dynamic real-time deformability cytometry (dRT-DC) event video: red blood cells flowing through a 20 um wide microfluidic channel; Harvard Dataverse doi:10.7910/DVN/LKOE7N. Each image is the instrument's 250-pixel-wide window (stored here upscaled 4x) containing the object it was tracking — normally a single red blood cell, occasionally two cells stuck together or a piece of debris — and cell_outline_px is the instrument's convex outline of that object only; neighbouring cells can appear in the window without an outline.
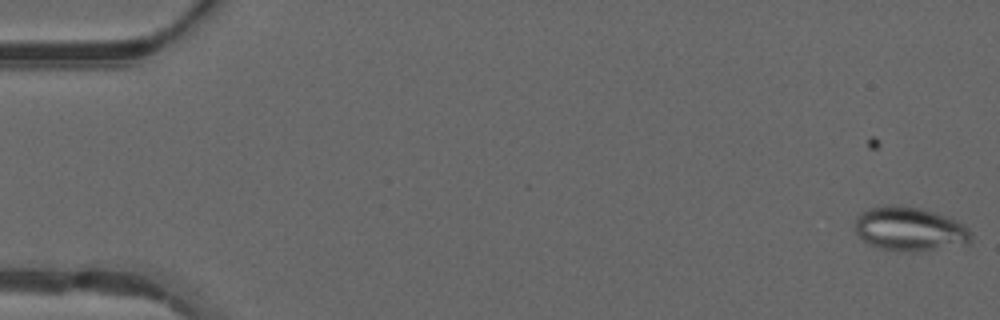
{"species": "common noctule bat (a hibernating species)", "species_latin": "Nyctalus noctula", "temperature_condition": "warm", "stored_images_in_passage": 5, "camera_frame_rate_fps": 3000, "um_per_image_px": 0.085, "animal": {"sex": "male", "forearm_length_mm": 52.5}, "frame": {"image": 1, "passage_image": 5, "time_ms": 1.333, "image_size_px": [1000, 320], "cell_outline_px": [[972, 240], [968, 244], [932, 248], [880, 248], [864, 240], [856, 232], [856, 216], [872, 208], [884, 204], [920, 208], [948, 216], [956, 220], [968, 228], [972, 232]], "centroid_in_image_um": [77.36, 19.4], "position_along_channel_um": 7.6, "area_um2": 28.5}}